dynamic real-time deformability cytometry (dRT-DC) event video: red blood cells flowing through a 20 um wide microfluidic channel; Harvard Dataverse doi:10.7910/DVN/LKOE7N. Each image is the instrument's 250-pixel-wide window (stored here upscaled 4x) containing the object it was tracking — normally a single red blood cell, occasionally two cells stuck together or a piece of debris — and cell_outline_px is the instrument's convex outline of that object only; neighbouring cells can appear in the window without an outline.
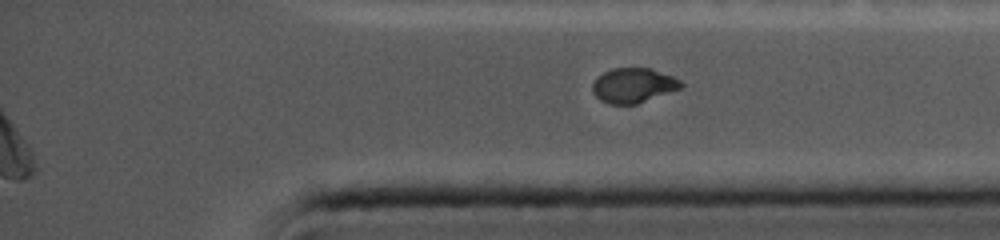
{"species": "common noctule bat (a hibernating species)", "species_latin": "Nyctalus noctula", "temperature_condition": "cold", "stored_images_in_passage": 54, "segment_of_instrument_passage": [2, 2], "camera_frame_rate_fps": 5000, "um_per_image_px": 0.085, "animal": {"sex": "female", "body_mass_g": 19.0, "forearm_length_mm": 56.7}, "frame": {"image": 1, "passage_image": 54, "time_ms": 17.0, "image_size_px": [1000, 240], "cell_outline_px": [[684, 88], [636, 104], [608, 104], [600, 100], [592, 92], [592, 84], [596, 76], [612, 68], [652, 68], [672, 76], [680, 80], [684, 84]], "centroid_in_image_um": [53.84, 7.26], "position_along_channel_um": 381.4, "area_um2": 18.21}}